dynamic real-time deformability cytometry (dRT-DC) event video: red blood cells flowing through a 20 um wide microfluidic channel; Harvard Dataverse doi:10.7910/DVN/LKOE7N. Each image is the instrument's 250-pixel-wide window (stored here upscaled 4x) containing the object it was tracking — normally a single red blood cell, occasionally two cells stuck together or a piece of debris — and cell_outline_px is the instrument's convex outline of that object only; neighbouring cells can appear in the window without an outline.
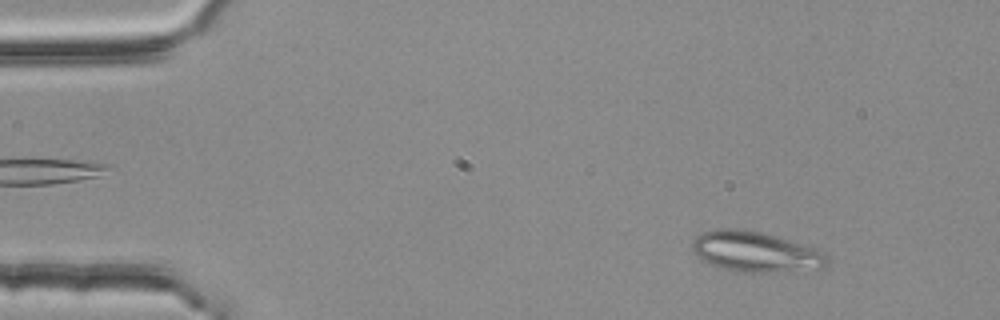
{"species": "common noctule bat (a hibernating species)", "species_latin": "Nyctalus noctula", "temperature_condition": "room temperature", "stored_images_in_passage": 52, "segment_of_instrument_passage": [1, 2], "camera_frame_rate_fps": 3000, "um_per_image_px": 0.085, "animal": {"sex": "female", "body_mass_g": 25.1}, "frame": {"image": 1, "passage_image": 6, "time_ms": 1.667, "image_size_px": [1000, 320], "cell_outline_px": [[828, 260], [824, 268], [768, 272], [744, 272], [724, 268], [712, 264], [692, 252], [692, 244], [696, 236], [704, 232], [716, 228], [740, 228], [760, 232], [788, 240], [824, 252], [828, 256]], "centroid_in_image_um": [64.2, 21.39], "position_along_channel_um": 20.8, "area_um2": 31.15}}